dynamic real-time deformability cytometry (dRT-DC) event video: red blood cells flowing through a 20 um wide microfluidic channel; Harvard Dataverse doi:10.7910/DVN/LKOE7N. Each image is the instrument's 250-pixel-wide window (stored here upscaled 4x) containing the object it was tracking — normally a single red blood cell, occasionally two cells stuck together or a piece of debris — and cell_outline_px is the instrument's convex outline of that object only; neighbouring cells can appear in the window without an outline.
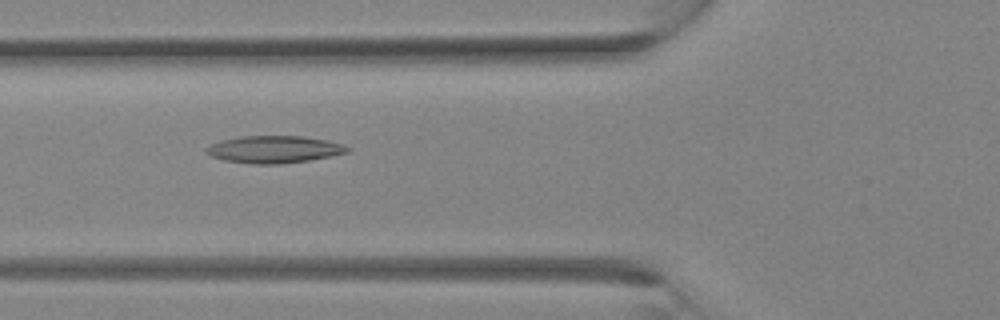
{"species": "Egyptian fruit bat (a non-hibernating species)", "species_latin": "Rousettus aegyptiacus", "temperature_condition": "room temperature", "stored_images_in_passage": 27, "camera_frame_rate_fps": 3000, "um_per_image_px": 0.085, "animal": {"sex": "female"}, "frame": {"image": 1, "passage_image": 6, "time_ms": 1.667, "image_size_px": [1000, 320], "cell_outline_px": [[352, 148], [348, 152], [332, 156], [308, 160], [280, 164], [252, 164], [224, 160], [212, 156], [204, 152], [204, 148], [212, 144], [224, 140], [244, 136], [304, 136], [328, 140]], "centroid_in_image_um": [23.32, 12.7], "position_along_channel_um": 102.5, "area_um2": 22.31}}
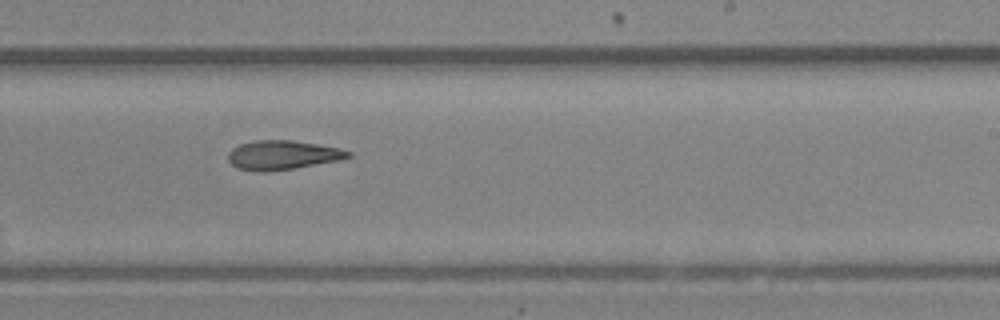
{"frame": {"image": 2, "passage_image": 14, "time_ms": 4.333, "image_size_px": [1000, 320], "cell_outline_px": [[352, 156], [340, 160], [292, 168], [264, 172], [260, 172], [236, 168], [228, 160], [228, 152], [232, 148], [240, 144], [256, 140], [292, 140], [340, 148], [352, 152]], "centroid_in_image_um": [24.0, 13.17], "position_along_channel_um": 265.0, "area_um2": 20.35}}
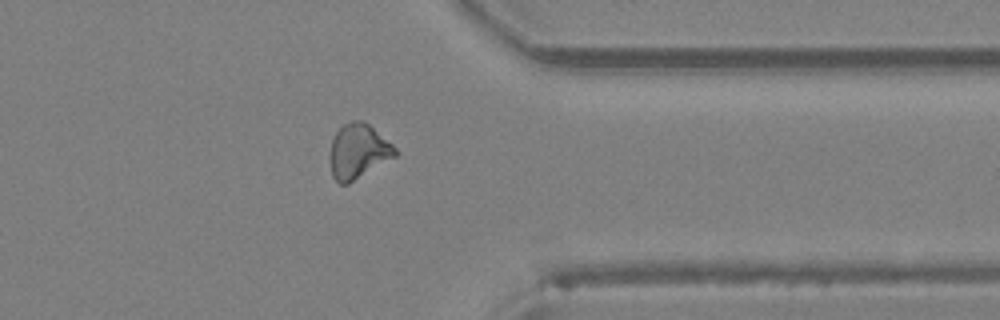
{"frame": {"image": 3, "passage_image": 20, "time_ms": 6.333, "image_size_px": [1000, 320], "cell_outline_px": [[400, 152], [396, 156], [348, 184], [340, 184], [332, 176], [328, 156], [332, 140], [336, 132], [344, 124], [352, 120], [364, 120], [392, 144]], "centroid_in_image_um": [30.43, 12.86], "position_along_channel_um": 381.0, "area_um2": 20.92}}